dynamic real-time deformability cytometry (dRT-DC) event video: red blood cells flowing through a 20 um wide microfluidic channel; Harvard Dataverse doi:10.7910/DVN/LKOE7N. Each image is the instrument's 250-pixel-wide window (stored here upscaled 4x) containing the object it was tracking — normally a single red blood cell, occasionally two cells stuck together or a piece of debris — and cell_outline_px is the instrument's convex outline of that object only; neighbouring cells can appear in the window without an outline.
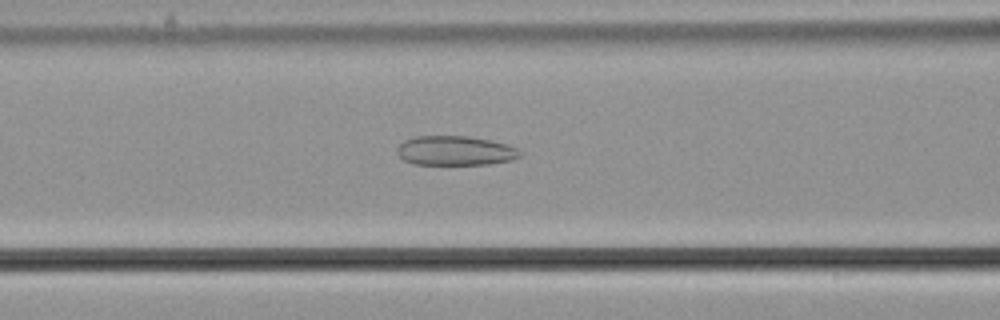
{"species": "common noctule bat (a hibernating species)", "species_latin": "Nyctalus noctula", "temperature_condition": "cold", "stored_images_in_passage": 27, "camera_frame_rate_fps": 3000, "um_per_image_px": 0.085, "animal": {"sex": "male", "body_mass_g": 21.5, "forearm_length_mm": 52.0}, "frame": {"image": 1, "passage_image": 12, "time_ms": 3.667, "image_size_px": [1000, 320], "cell_outline_px": [[524, 156], [512, 160], [488, 164], [412, 164], [404, 160], [396, 152], [396, 148], [404, 140], [416, 136], [468, 136], [488, 140], [504, 144], [516, 148]], "centroid_in_image_um": [38.67, 12.81], "position_along_channel_um": 127.9, "area_um2": 21.04}}
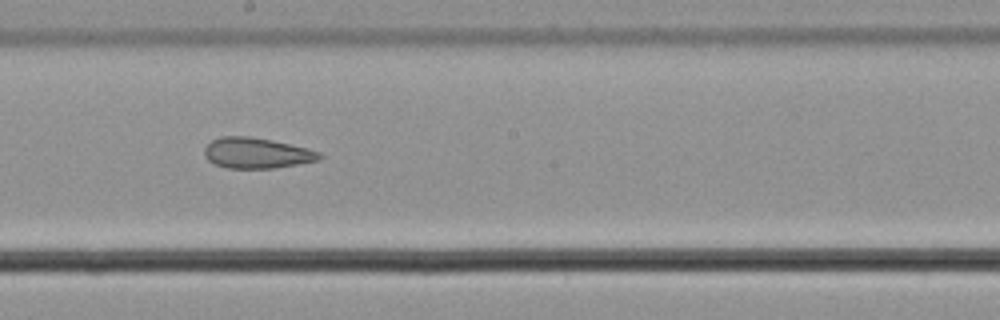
{"frame": {"image": 2, "passage_image": 20, "time_ms": 6.333, "image_size_px": [1000, 320], "cell_outline_px": [[324, 156], [320, 160], [272, 168], [228, 168], [216, 164], [208, 160], [204, 156], [204, 148], [212, 140], [220, 136], [248, 136], [272, 140], [308, 148], [320, 152]], "centroid_in_image_um": [21.82, 13.0], "position_along_channel_um": 226.4, "area_um2": 20.52}}
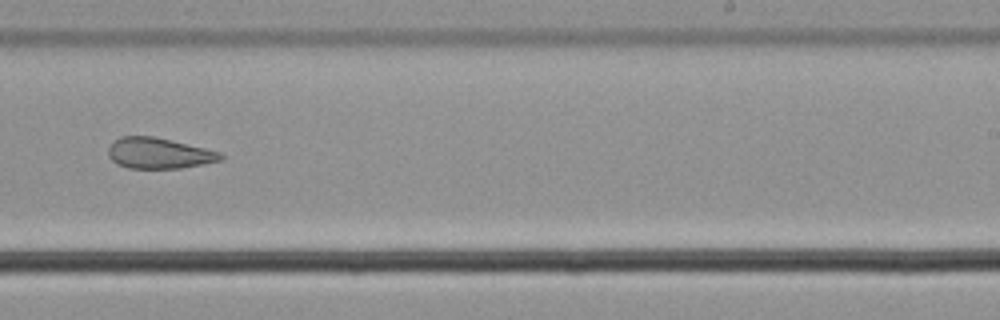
{"frame": {"image": 3, "passage_image": 24, "time_ms": 7.667, "image_size_px": [1000, 320], "cell_outline_px": [[224, 160], [180, 168], [128, 168], [116, 164], [108, 156], [108, 148], [120, 136], [156, 136], [220, 152], [224, 156]], "centroid_in_image_um": [13.5, 13.02], "position_along_channel_um": 275.5, "area_um2": 20.17}}